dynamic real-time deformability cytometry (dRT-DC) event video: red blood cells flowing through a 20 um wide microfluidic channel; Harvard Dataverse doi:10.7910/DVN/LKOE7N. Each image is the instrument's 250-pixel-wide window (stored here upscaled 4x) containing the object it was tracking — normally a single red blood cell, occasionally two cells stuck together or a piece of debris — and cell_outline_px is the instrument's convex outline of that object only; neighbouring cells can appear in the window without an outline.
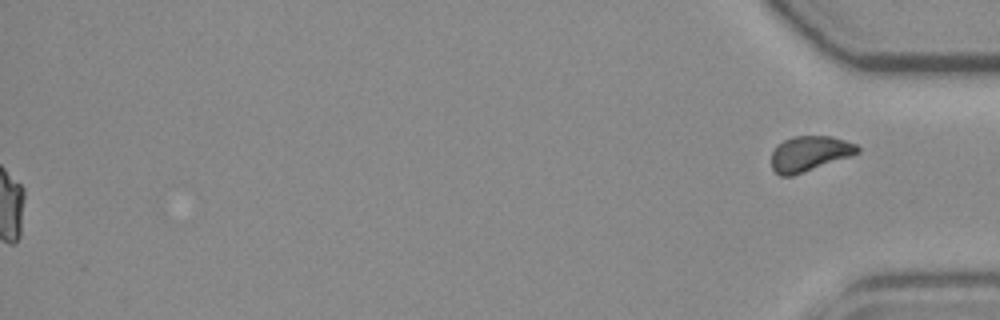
{"species": "common noctule bat (a hibernating species)", "species_latin": "Nyctalus noctula", "temperature_condition": "room temperature", "stored_images_in_passage": 41, "segment_of_instrument_passage": [2, 2], "camera_frame_rate_fps": 3000, "um_per_image_px": 0.085, "animal": {"sex": "female", "body_mass_g": 19.3, "forearm_length_mm": 54.1}, "frame": {"image": 1, "passage_image": 41, "time_ms": 13.333, "image_size_px": [1000, 320], "cell_outline_px": [[860, 152], [792, 176], [780, 176], [772, 168], [772, 152], [776, 144], [792, 136], [832, 136], [856, 144], [860, 148]], "centroid_in_image_um": [68.78, 13.04], "position_along_channel_um": 366.4, "area_um2": 17.51}}